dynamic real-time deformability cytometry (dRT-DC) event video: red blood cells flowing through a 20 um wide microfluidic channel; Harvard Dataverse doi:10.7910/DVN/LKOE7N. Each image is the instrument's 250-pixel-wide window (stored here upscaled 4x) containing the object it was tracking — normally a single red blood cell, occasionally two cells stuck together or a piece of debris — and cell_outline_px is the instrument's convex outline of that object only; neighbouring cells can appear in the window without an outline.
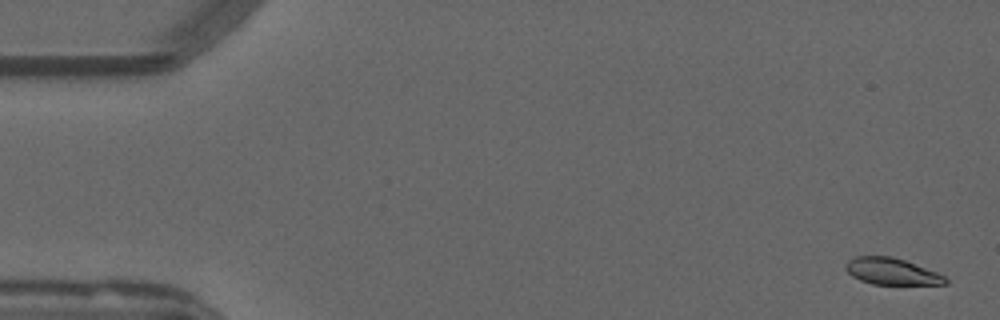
{"species": "common noctule bat (a hibernating species)", "species_latin": "Nyctalus noctula", "temperature_condition": "warm", "stored_images_in_passage": 11, "camera_frame_rate_fps": 3000, "um_per_image_px": 0.085, "animal": {"sex": "male", "forearm_length_mm": 52.5}, "frame": {"image": 1, "passage_image": 1, "time_ms": 0.0, "image_size_px": [1000, 320], "cell_outline_px": [[948, 284], [872, 284], [860, 280], [852, 276], [844, 268], [844, 264], [848, 260], [856, 256], [892, 256], [904, 260], [936, 272], [944, 276], [948, 280]], "centroid_in_image_um": [75.75, 23.06], "position_along_channel_um": 9.3, "area_um2": 15.37}}